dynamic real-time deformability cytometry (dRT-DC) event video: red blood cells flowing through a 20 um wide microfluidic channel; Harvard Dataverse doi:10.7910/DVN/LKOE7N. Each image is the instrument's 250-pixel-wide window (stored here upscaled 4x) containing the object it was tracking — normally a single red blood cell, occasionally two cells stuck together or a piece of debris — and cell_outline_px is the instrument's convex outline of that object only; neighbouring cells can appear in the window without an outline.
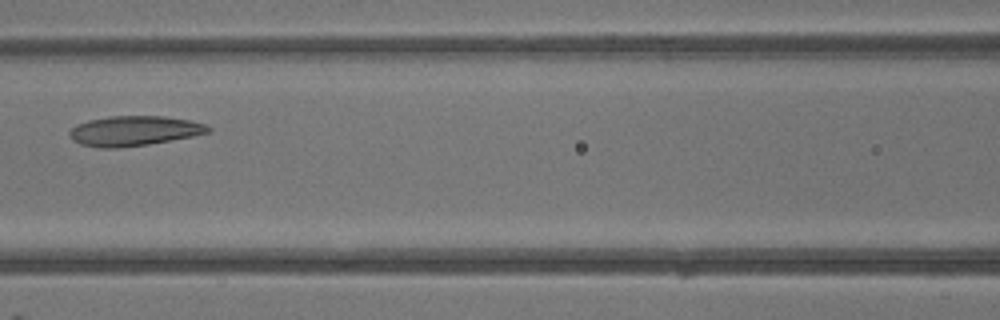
{"species": "common noctule bat (a hibernating species)", "species_latin": "Nyctalus noctula", "temperature_condition": "warm", "stored_images_in_passage": 4, "camera_frame_rate_fps": 3000, "um_per_image_px": 0.085, "animal": {"sex": "male", "body_mass_g": 13.3}, "frame": {"image": 1, "passage_image": 4, "time_ms": 3.333, "image_size_px": [1000, 320], "cell_outline_px": [[212, 132], [192, 136], [148, 144], [120, 148], [100, 148], [80, 144], [72, 140], [68, 132], [76, 124], [88, 120], [112, 116], [164, 116], [188, 120], [204, 124], [212, 128]], "centroid_in_image_um": [11.38, 11.13], "position_along_channel_um": 155.2, "area_um2": 24.16}}